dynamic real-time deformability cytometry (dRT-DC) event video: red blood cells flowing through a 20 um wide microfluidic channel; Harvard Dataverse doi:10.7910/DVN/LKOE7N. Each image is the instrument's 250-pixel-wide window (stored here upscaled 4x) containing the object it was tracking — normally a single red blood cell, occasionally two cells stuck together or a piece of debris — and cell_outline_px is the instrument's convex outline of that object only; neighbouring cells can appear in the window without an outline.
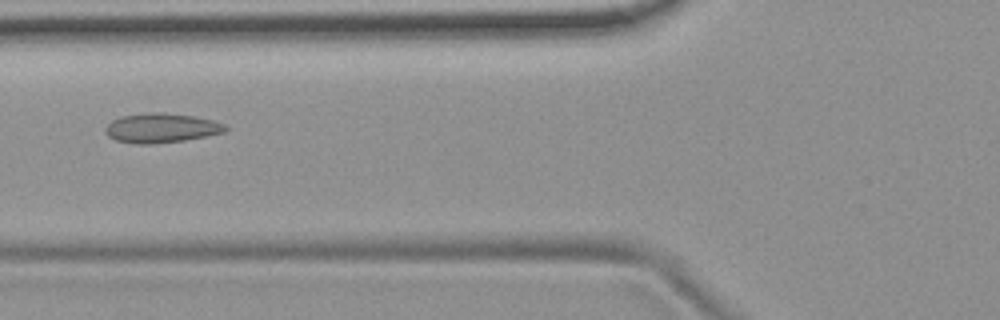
{"species": "common noctule bat (a hibernating species)", "species_latin": "Nyctalus noctula", "temperature_condition": "room temperature", "stored_images_in_passage": 55, "camera_frame_rate_fps": 3000, "um_per_image_px": 0.085, "animal": {"sex": "female", "body_mass_g": 19.9}, "frame": {"image": 1, "passage_image": 21, "time_ms": 6.667, "image_size_px": [1000, 320], "cell_outline_px": [[228, 128], [224, 132], [184, 140], [148, 144], [136, 144], [116, 140], [108, 136], [104, 132], [104, 128], [112, 120], [120, 116], [148, 112], [160, 112], [192, 116], [212, 120], [224, 124]], "centroid_in_image_um": [13.65, 10.87], "position_along_channel_um": 112.1, "area_um2": 20.46}}
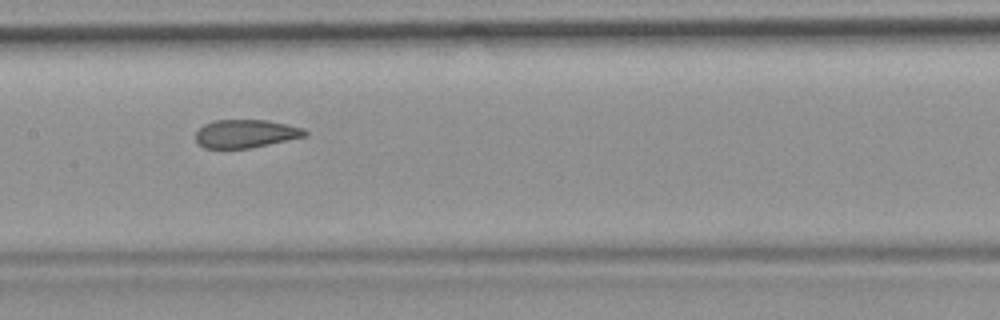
{"frame": {"image": 2, "passage_image": 27, "time_ms": 8.667, "image_size_px": [1000, 320], "cell_outline_px": [[308, 136], [248, 148], [204, 148], [196, 144], [196, 132], [204, 124], [212, 120], [268, 120], [304, 128], [308, 132]], "centroid_in_image_um": [20.88, 11.36], "position_along_channel_um": 186.5, "area_um2": 18.03}}
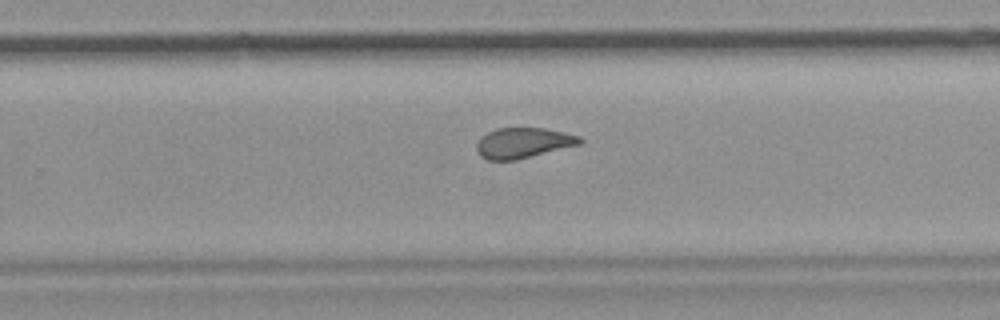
{"frame": {"image": 3, "passage_image": 35, "time_ms": 11.333, "image_size_px": [1000, 320], "cell_outline_px": [[584, 140], [580, 144], [516, 160], [488, 160], [480, 156], [476, 148], [476, 144], [480, 136], [496, 128], [544, 128], [564, 132], [580, 136]], "centroid_in_image_um": [44.45, 12.14], "position_along_channel_um": 285.4, "area_um2": 18.32}, "authors_computed_cell_mechanics": {"area_um2": 19.941, "velocity_mm_per_s": 3.7345, "shape_relaxation_time_tau1_ms": null, "shape_relaxation_time_tau2_ms": 1.4563, "deformation_change_tau1": null, "deformation_change_tau2": 0.0792}}